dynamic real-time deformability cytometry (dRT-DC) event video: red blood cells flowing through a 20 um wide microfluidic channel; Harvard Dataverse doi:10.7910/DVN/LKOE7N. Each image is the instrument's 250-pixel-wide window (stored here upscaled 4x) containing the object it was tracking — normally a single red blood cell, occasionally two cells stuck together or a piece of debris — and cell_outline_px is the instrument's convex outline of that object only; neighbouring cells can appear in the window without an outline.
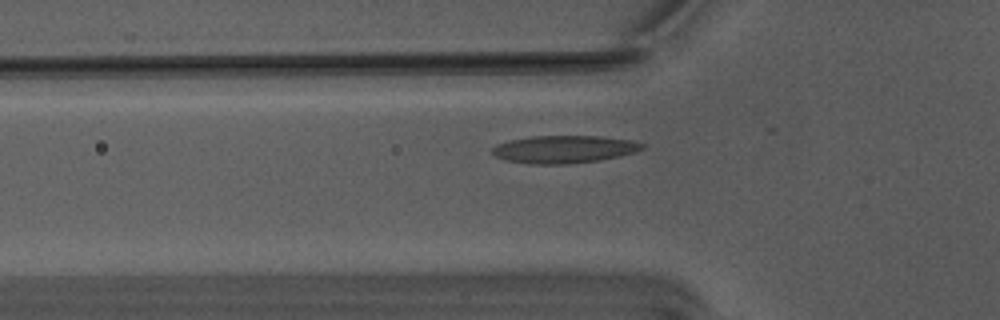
{"species": "Egyptian fruit bat (a non-hibernating species)", "species_latin": "Rousettus aegyptiacus", "temperature_condition": "warm", "stored_images_in_passage": 7, "camera_frame_rate_fps": 3000, "um_per_image_px": 0.085, "animal": {"sex": "male"}, "frame": {"image": 1, "passage_image": 4, "time_ms": 1.0, "image_size_px": [1000, 320], "cell_outline_px": [[644, 148], [636, 152], [620, 156], [600, 160], [568, 164], [528, 164], [504, 160], [492, 156], [488, 152], [496, 144], [508, 140], [532, 136], [600, 136], [632, 140], [644, 144]], "centroid_in_image_um": [47.88, 12.69], "position_along_channel_um": 77.9, "area_um2": 24.57}}